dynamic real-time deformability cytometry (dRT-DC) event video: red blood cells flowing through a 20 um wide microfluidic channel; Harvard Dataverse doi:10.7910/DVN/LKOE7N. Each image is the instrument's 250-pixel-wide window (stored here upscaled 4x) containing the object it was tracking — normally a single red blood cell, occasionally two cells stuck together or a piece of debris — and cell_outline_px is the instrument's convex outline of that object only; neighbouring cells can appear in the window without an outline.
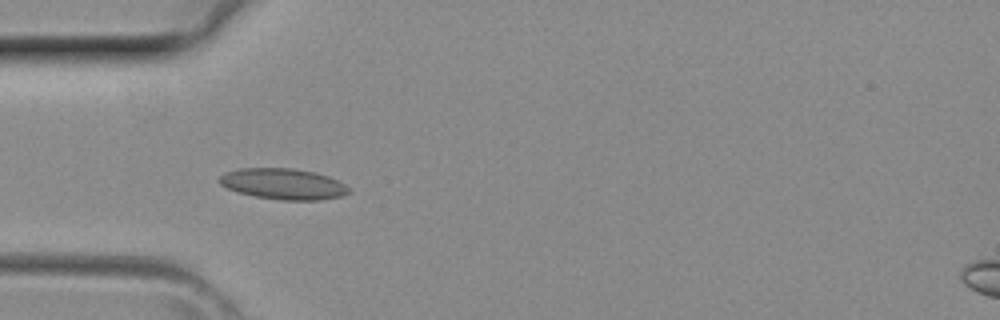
{"species": "common noctule bat (a hibernating species)", "species_latin": "Nyctalus noctula", "temperature_condition": "room temperature", "stored_images_in_passage": 3, "camera_frame_rate_fps": 3000, "um_per_image_px": 0.085, "animal": {"sex": "female", "body_mass_g": 29.2, "forearm_length_mm": 56.3}, "frame": {"image": 1, "passage_image": 3, "time_ms": 0.667, "image_size_px": [1000, 320], "cell_outline_px": [[352, 192], [340, 196], [320, 200], [280, 200], [256, 196], [236, 192], [220, 184], [220, 176], [224, 172], [240, 168], [292, 168], [316, 172], [328, 176], [344, 184]], "centroid_in_image_um": [24.07, 15.63], "position_along_channel_um": 60.9, "area_um2": 23.29}}